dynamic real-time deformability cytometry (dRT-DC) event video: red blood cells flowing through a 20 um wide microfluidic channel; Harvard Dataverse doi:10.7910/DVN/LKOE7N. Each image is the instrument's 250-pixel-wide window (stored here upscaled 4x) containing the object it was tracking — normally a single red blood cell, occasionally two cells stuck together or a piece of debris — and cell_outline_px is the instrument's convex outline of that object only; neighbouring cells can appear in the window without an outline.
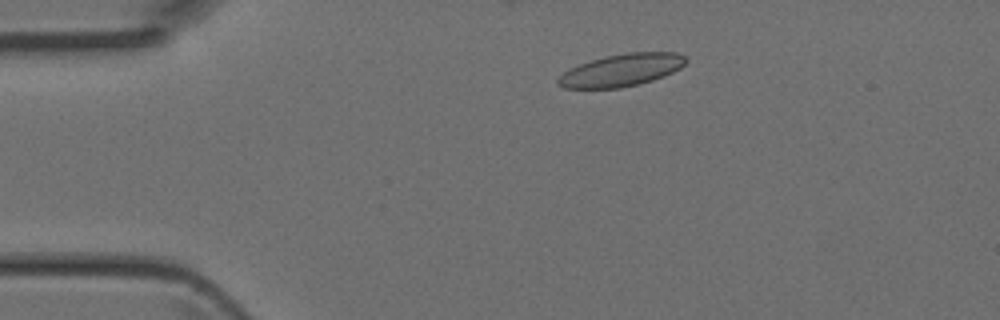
{"species": "Egyptian fruit bat (a non-hibernating species)", "species_latin": "Rousettus aegyptiacus", "temperature_condition": "room temperature", "stored_images_in_passage": 3, "camera_frame_rate_fps": 3000, "um_per_image_px": 0.085, "animal": {"sex": "female"}, "frame": {"image": 1, "passage_image": 2, "time_ms": 0.333, "image_size_px": [1000, 320], "cell_outline_px": [[688, 60], [680, 68], [664, 76], [640, 84], [620, 88], [564, 88], [556, 84], [556, 80], [564, 72], [580, 64], [604, 56], [628, 52], [676, 52], [684, 56]], "centroid_in_image_um": [52.83, 5.96], "position_along_channel_um": 32.2, "area_um2": 24.04}}